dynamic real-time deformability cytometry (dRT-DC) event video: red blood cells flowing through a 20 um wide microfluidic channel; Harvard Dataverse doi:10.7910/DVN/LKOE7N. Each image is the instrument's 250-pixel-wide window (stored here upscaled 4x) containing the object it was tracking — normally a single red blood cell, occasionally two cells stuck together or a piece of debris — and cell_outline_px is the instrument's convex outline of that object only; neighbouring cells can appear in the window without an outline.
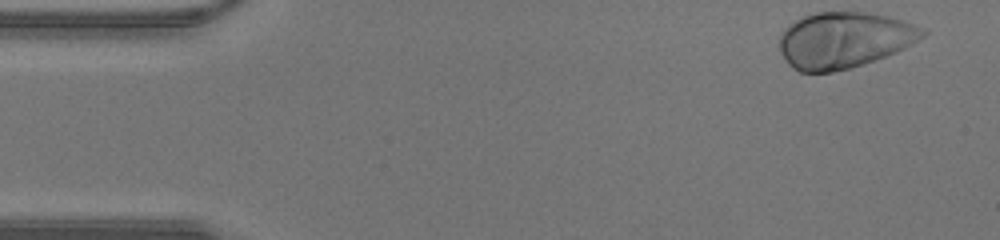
{"species": "human", "species_latin": "Homo sapiens", "temperature_condition": "warm", "stored_images_in_passage": 41, "camera_frame_rate_fps": 3000, "um_per_image_px": 0.085, "donor": {"sex": "male"}, "frame": {"image": 1, "passage_image": 1, "time_ms": 0.0, "image_size_px": [1000, 240], "cell_outline_px": [[928, 32], [924, 36], [904, 48], [896, 52], [852, 68], [832, 72], [800, 72], [792, 68], [788, 64], [780, 52], [780, 36], [784, 28], [788, 24], [804, 16], [816, 12], [864, 12], [888, 16], [904, 20], [924, 28]], "centroid_in_image_um": [71.74, 3.4], "position_along_channel_um": 13.3, "area_um2": 46.88}}
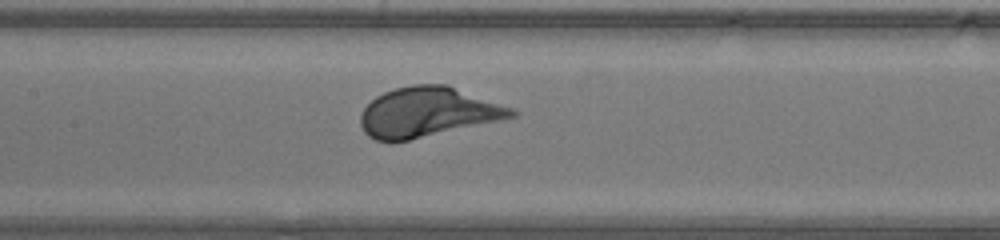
{"frame": {"image": 2, "passage_image": 18, "time_ms": 5.667, "image_size_px": [1000, 240], "cell_outline_px": [[520, 112], [516, 116], [500, 120], [408, 140], [376, 140], [368, 136], [364, 132], [360, 124], [360, 116], [364, 108], [376, 96], [384, 92], [396, 88], [412, 84], [448, 84], [512, 108]], "centroid_in_image_um": [36.36, 9.51], "position_along_channel_um": 171.0, "area_um2": 43.41}}
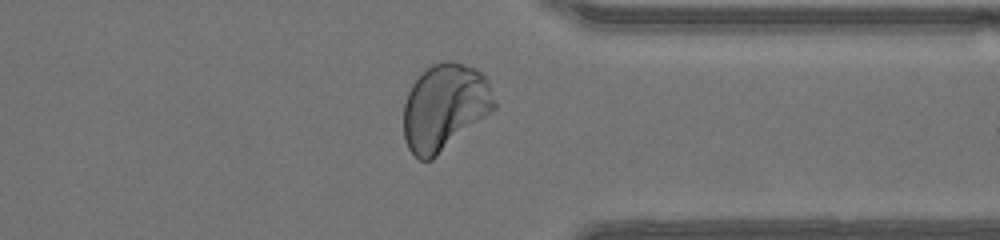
{"frame": {"image": 3, "passage_image": 31, "time_ms": 10.0, "image_size_px": [1000, 240], "cell_outline_px": [[496, 108], [432, 160], [420, 160], [408, 148], [404, 140], [404, 104], [408, 92], [412, 84], [432, 64], [444, 60], [452, 60], [476, 68], [488, 76], [496, 100]], "centroid_in_image_um": [37.83, 9.08], "position_along_channel_um": 373.6, "area_um2": 46.01}}